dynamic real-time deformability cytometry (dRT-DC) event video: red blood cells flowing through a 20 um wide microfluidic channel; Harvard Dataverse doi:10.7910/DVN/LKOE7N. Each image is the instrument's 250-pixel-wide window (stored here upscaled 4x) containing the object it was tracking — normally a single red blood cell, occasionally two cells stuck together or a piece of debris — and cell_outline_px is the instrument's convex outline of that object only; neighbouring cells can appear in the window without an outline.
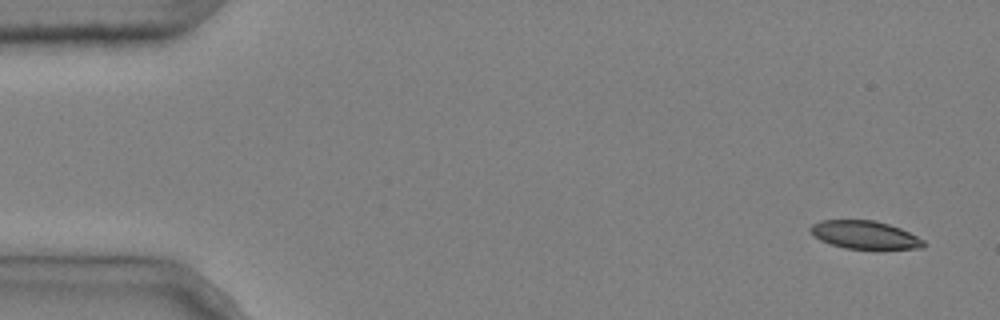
{"species": "common noctule bat (a hibernating species)", "species_latin": "Nyctalus noctula", "temperature_condition": "cold", "stored_images_in_passage": 4, "camera_frame_rate_fps": 3000, "um_per_image_px": 0.085, "animal": {"sex": "male", "body_mass_g": 20.4}, "frame": {"image": 1, "passage_image": 1, "time_ms": 0.0, "image_size_px": [1000, 320], "cell_outline_px": [[924, 248], [844, 248], [820, 240], [808, 228], [812, 224], [820, 220], [876, 220], [900, 228], [924, 240]], "centroid_in_image_um": [73.48, 19.94], "position_along_channel_um": 11.5, "area_um2": 18.15}}
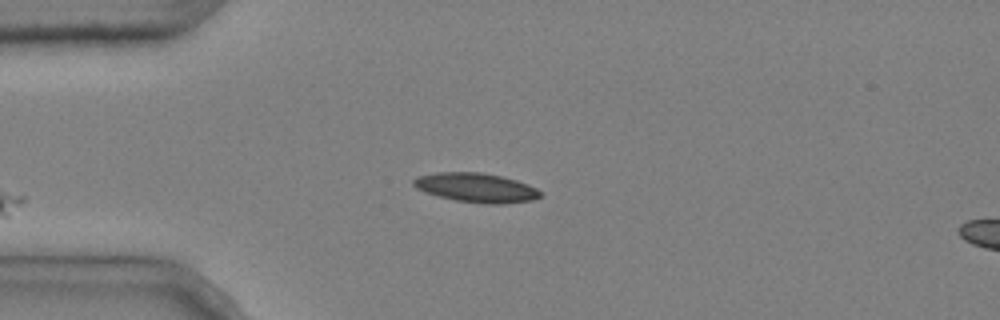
{"frame": {"image": 2, "passage_image": 4, "time_ms": 1.0, "image_size_px": [1000, 320], "cell_outline_px": [[544, 196], [532, 200], [504, 204], [484, 204], [456, 200], [424, 192], [416, 188], [412, 184], [412, 180], [416, 176], [436, 172], [480, 172], [500, 176], [516, 180], [528, 184], [544, 192]], "centroid_in_image_um": [40.5, 15.95], "position_along_channel_um": 44.5, "area_um2": 21.85}}